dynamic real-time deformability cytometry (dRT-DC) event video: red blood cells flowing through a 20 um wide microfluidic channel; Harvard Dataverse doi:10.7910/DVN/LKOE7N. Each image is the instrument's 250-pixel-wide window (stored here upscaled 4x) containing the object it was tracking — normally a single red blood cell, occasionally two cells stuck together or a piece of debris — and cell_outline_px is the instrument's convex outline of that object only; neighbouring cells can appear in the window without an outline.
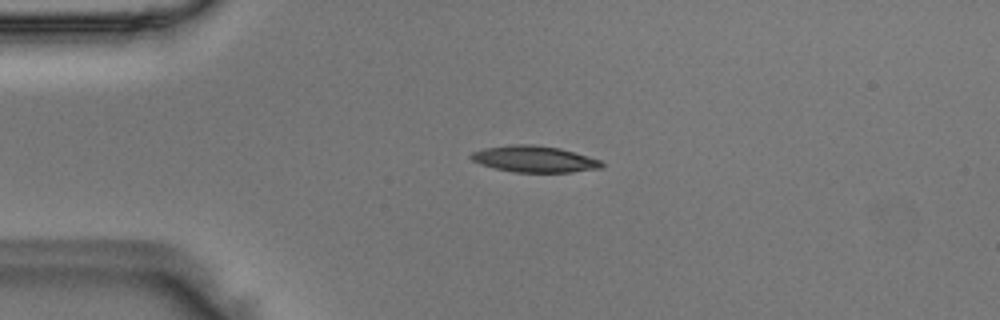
{"species": "Egyptian fruit bat (a non-hibernating species)", "species_latin": "Rousettus aegyptiacus", "temperature_condition": "room temperature", "stored_images_in_passage": 39, "camera_frame_rate_fps": 3000, "um_per_image_px": 0.085, "animal": {"sex": "male"}, "frame": {"image": 1, "passage_image": 1, "time_ms": 0.0, "image_size_px": [1000, 320], "cell_outline_px": [[604, 168], [572, 172], [516, 172], [496, 168], [480, 164], [472, 160], [468, 156], [472, 152], [484, 148], [516, 144], [532, 144], [560, 148], [600, 160], [604, 164]], "centroid_in_image_um": [45.43, 13.52], "position_along_channel_um": 39.6, "area_um2": 20.0}}
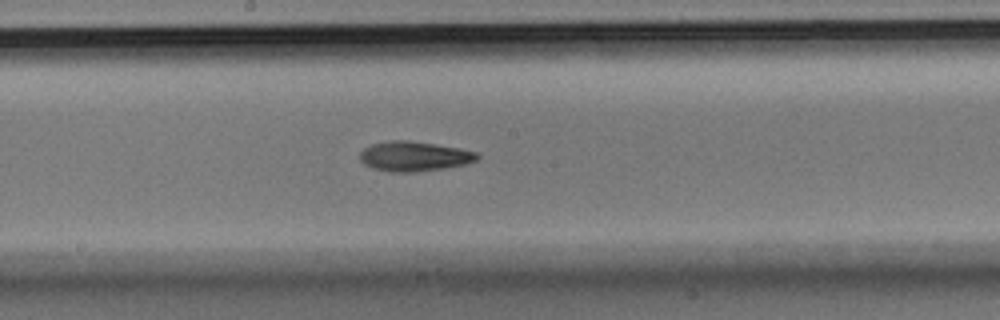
{"frame": {"image": 2, "passage_image": 16, "time_ms": 5.0, "image_size_px": [1000, 320], "cell_outline_px": [[480, 156], [476, 160], [464, 164], [444, 168], [416, 172], [388, 172], [372, 168], [364, 164], [360, 160], [360, 152], [364, 148], [372, 144], [392, 140], [408, 140], [436, 144], [460, 148], [480, 152]], "centroid_in_image_um": [35.21, 13.28], "position_along_channel_um": 213.0, "area_um2": 20.52}}
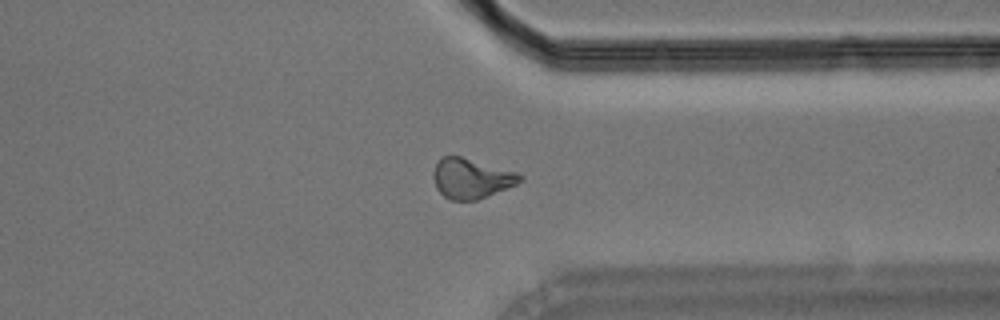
{"frame": {"image": 3, "passage_image": 28, "time_ms": 9.0, "image_size_px": [1000, 320], "cell_outline_px": [[524, 176], [516, 184], [476, 200], [452, 200], [444, 196], [436, 188], [432, 176], [432, 172], [436, 160], [440, 156], [460, 156], [516, 172]], "centroid_in_image_um": [39.98, 15.15], "position_along_channel_um": 371.4, "area_um2": 20.06}}